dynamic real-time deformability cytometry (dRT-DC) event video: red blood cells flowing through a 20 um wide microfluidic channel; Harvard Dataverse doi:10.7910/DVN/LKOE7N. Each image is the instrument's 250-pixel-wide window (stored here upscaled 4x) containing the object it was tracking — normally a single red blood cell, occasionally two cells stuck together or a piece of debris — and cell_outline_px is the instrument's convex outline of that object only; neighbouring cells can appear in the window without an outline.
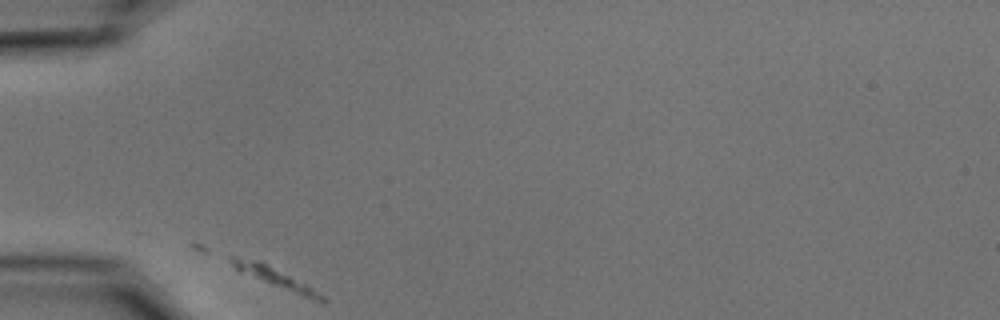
{"species": "common noctule bat (a hibernating species)", "species_latin": "Nyctalus noctula", "temperature_condition": "cold", "stored_images_in_passage": 11, "camera_frame_rate_fps": 3000, "um_per_image_px": 0.085, "animal": {"sex": "male", "body_mass_g": 15.6}, "frame": {"image": 1, "passage_image": 1, "time_ms": 0.0, "image_size_px": [1000, 320], "cell_outline_px": [[328, 300], [324, 304], [240, 272], [232, 264], [228, 256], [236, 256], [260, 260], [304, 284], [324, 296]], "centroid_in_image_um": [23.34, 23.57], "position_along_channel_um": 61.7, "area_um2": 10.0}}